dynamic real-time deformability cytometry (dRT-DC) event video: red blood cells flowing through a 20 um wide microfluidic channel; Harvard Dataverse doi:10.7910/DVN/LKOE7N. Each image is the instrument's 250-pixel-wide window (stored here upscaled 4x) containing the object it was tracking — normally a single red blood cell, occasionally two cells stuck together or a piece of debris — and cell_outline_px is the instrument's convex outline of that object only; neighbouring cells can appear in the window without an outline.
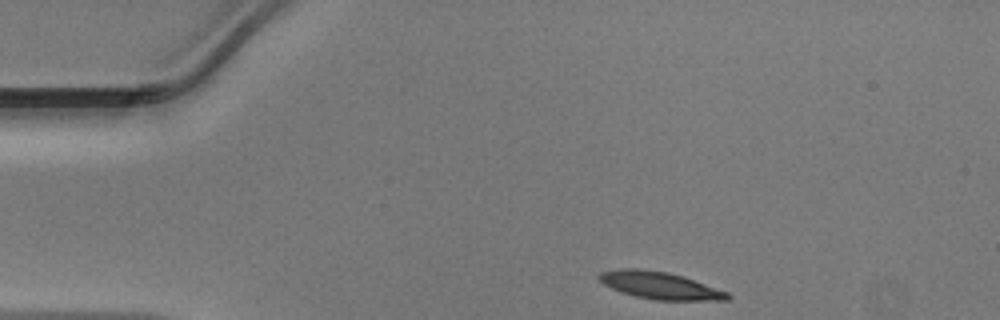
{"species": "Egyptian fruit bat (a non-hibernating species)", "species_latin": "Rousettus aegyptiacus", "temperature_condition": "warm", "stored_images_in_passage": 32, "camera_frame_rate_fps": 3000, "um_per_image_px": 0.085, "animal": {"sex": "male"}, "frame": {"image": 1, "passage_image": 1, "time_ms": 0.0, "image_size_px": [1000, 320], "cell_outline_px": [[732, 296], [728, 300], [656, 300], [636, 296], [612, 288], [604, 284], [596, 276], [600, 272], [620, 268], [640, 268], [668, 272], [728, 292]], "centroid_in_image_um": [56.06, 24.25], "position_along_channel_um": 28.9, "area_um2": 20.06}}
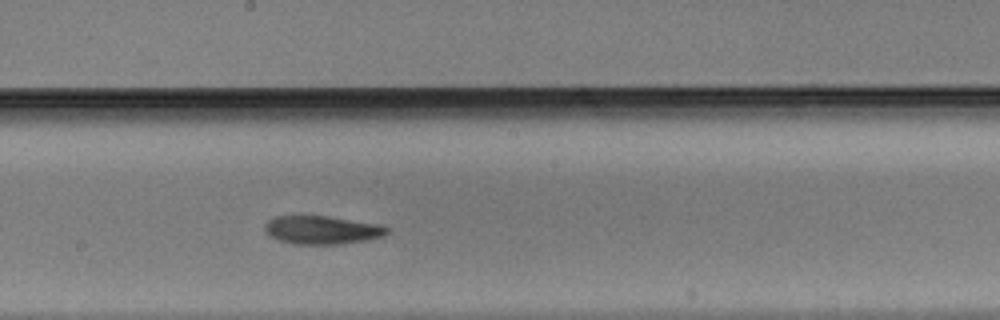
{"frame": {"image": 2, "passage_image": 19, "time_ms": 6.0, "image_size_px": [1000, 320], "cell_outline_px": [[388, 232], [384, 236], [368, 240], [344, 244], [292, 244], [280, 240], [264, 232], [264, 224], [272, 216], [328, 216], [380, 224], [388, 228]], "centroid_in_image_um": [27.37, 19.55], "position_along_channel_um": 220.8, "area_um2": 20.35}}
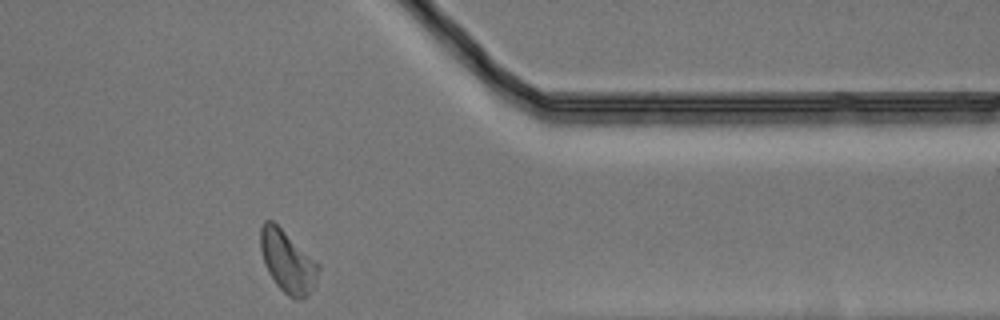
{"frame": {"image": 3, "passage_image": 32, "time_ms": 10.333, "image_size_px": [1000, 320], "cell_outline_px": [[320, 268], [312, 288], [304, 296], [288, 296], [276, 284], [268, 272], [260, 248], [260, 228], [264, 220], [272, 220], [320, 264]], "centroid_in_image_um": [24.41, 22.17], "position_along_channel_um": 387.0, "area_um2": 20.29}}